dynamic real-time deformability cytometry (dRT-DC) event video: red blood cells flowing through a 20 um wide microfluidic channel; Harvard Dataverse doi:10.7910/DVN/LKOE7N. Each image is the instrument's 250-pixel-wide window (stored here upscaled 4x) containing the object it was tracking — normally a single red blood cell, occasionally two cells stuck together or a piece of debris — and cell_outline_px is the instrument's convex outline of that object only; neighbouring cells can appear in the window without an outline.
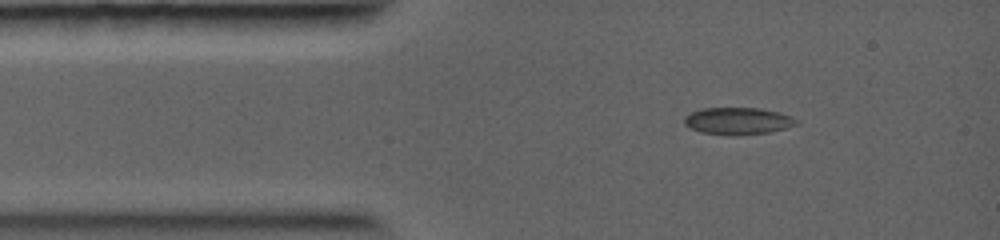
{"species": "common noctule bat (a hibernating species)", "species_latin": "Nyctalus noctula", "temperature_condition": "warm", "stored_images_in_passage": 24, "camera_frame_rate_fps": 5000, "um_per_image_px": 0.085, "animal": {"sex": "female", "body_mass_g": 19.0, "forearm_length_mm": 56.7}, "frame": {"image": 1, "passage_image": 1, "time_ms": 0.0, "image_size_px": [1000, 240], "cell_outline_px": [[800, 124], [788, 128], [768, 132], [736, 136], [732, 136], [700, 132], [684, 124], [684, 116], [688, 112], [700, 108], [760, 108], [780, 112], [792, 116], [800, 120]], "centroid_in_image_um": [62.75, 10.28], "position_along_channel_um": 22.2, "area_um2": 18.15}}
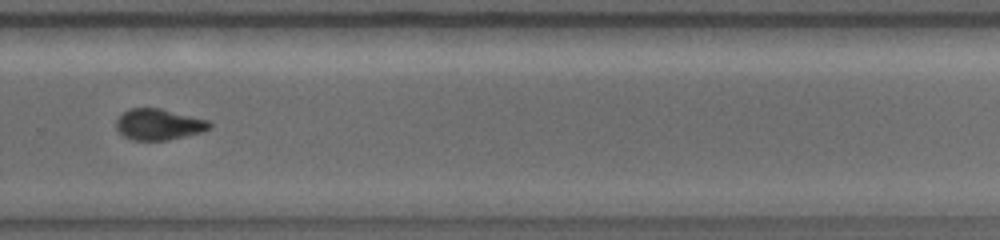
{"frame": {"image": 2, "passage_image": 19, "time_ms": 6.8, "image_size_px": [1000, 240], "cell_outline_px": [[212, 128], [200, 132], [168, 140], [132, 140], [124, 136], [116, 128], [116, 120], [128, 108], [160, 108], [208, 120], [212, 124]], "centroid_in_image_um": [13.49, 10.57], "position_along_channel_um": 316.3, "area_um2": 16.82}}
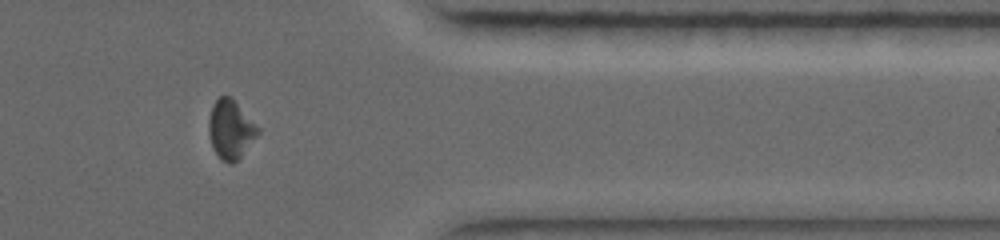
{"frame": {"image": 3, "passage_image": 22, "time_ms": 8.6, "image_size_px": [1000, 240], "cell_outline_px": [[260, 132], [240, 156], [232, 164], [228, 164], [220, 160], [212, 148], [208, 132], [208, 120], [212, 104], [220, 96], [228, 96], [260, 128]], "centroid_in_image_um": [19.56, 11.03], "position_along_channel_um": 391.8, "area_um2": 16.65}}